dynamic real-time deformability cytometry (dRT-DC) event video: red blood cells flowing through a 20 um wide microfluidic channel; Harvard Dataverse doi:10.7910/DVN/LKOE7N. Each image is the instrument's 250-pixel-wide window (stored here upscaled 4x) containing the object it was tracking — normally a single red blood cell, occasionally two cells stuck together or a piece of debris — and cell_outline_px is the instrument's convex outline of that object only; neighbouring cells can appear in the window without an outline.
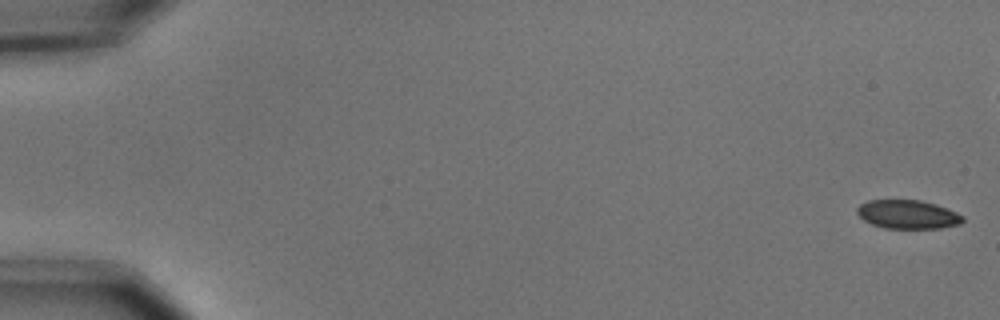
{"species": "common noctule bat (a hibernating species)", "species_latin": "Nyctalus noctula", "temperature_condition": "cold", "stored_images_in_passage": 13, "camera_frame_rate_fps": 3000, "um_per_image_px": 0.085, "animal": {"sex": "male", "body_mass_g": 15.6}, "frame": {"image": 1, "passage_image": 1, "time_ms": 0.0, "image_size_px": [1000, 320], "cell_outline_px": [[964, 220], [960, 224], [940, 228], [884, 228], [872, 224], [864, 220], [856, 212], [856, 208], [860, 204], [868, 200], [920, 200], [936, 204], [948, 208], [964, 216]], "centroid_in_image_um": [77.17, 18.22], "position_along_channel_um": 7.8, "area_um2": 17.74}}